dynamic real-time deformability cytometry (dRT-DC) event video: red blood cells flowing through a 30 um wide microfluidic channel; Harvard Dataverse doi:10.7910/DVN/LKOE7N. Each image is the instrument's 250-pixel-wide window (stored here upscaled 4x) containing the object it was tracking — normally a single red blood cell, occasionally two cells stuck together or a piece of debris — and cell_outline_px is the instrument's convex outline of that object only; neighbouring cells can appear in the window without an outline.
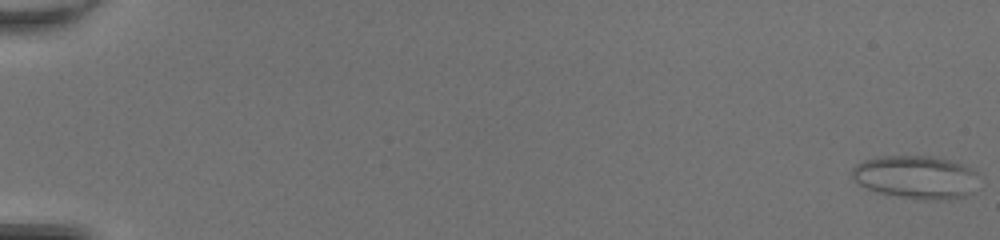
{"species": "common noctule bat (a hibernating species)", "species_latin": "Nyctalus noctula", "temperature_condition": "room temperature", "stored_images_in_passage": 17, "camera_frame_rate_fps": 3000, "um_per_image_px": 0.085, "animal": {"sex": "female", "body_mass_g": 20.0, "forearm_length_mm": 54.0}, "frame": {"image": 1, "passage_image": 1, "time_ms": 0.0, "image_size_px": [1000, 240], "cell_outline_px": [[976, 172], [968, 192], [964, 196], [940, 200], [916, 200], [880, 192], [868, 188], [860, 184], [852, 176], [852, 168], [856, 164], [864, 160], [880, 156], [932, 156], [948, 160], [960, 164]], "centroid_in_image_um": [77.76, 15.05], "position_along_channel_um": 7.2, "area_um2": 30.98}}